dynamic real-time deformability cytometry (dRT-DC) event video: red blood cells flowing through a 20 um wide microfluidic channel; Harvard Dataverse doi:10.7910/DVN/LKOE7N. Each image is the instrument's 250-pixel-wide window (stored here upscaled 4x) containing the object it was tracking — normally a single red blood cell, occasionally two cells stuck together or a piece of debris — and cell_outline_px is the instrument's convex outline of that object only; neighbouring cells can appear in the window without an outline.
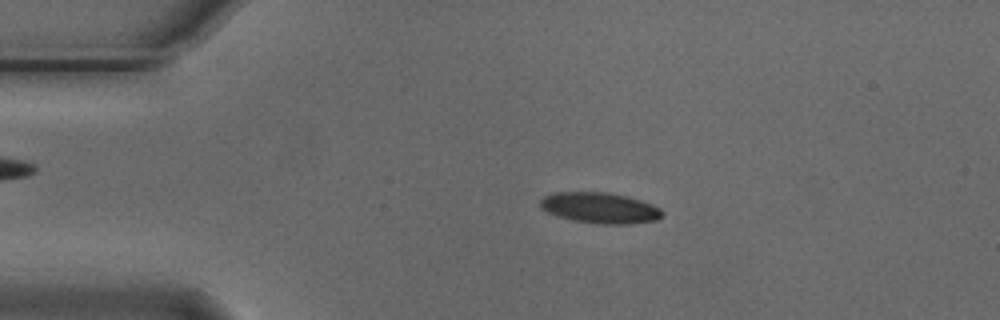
{"species": "Egyptian fruit bat (a non-hibernating species)", "species_latin": "Rousettus aegyptiacus", "temperature_condition": "cold", "stored_images_in_passage": 54, "camera_frame_rate_fps": 3000, "um_per_image_px": 0.085, "animal": {"sex": "male"}, "frame": {"image": 1, "passage_image": 11, "time_ms": 3.333, "image_size_px": [1000, 320], "cell_outline_px": [[664, 216], [656, 220], [628, 224], [596, 224], [572, 220], [548, 212], [540, 208], [540, 200], [544, 196], [556, 192], [608, 192], [640, 200], [652, 204], [660, 208], [664, 212]], "centroid_in_image_um": [51.01, 17.67], "position_along_channel_um": 34.0, "area_um2": 21.91}}
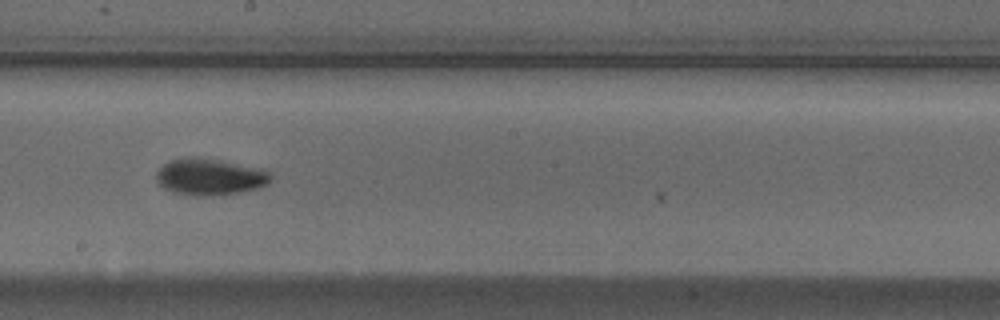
{"frame": {"image": 2, "passage_image": 30, "time_ms": 9.667, "image_size_px": [1000, 320], "cell_outline_px": [[272, 180], [268, 184], [260, 188], [216, 196], [196, 196], [172, 192], [164, 188], [156, 180], [156, 172], [168, 160], [188, 156], [200, 156], [260, 168], [268, 172], [272, 176]], "centroid_in_image_um": [17.83, 15.02], "position_along_channel_um": 230.4, "area_um2": 24.8}}
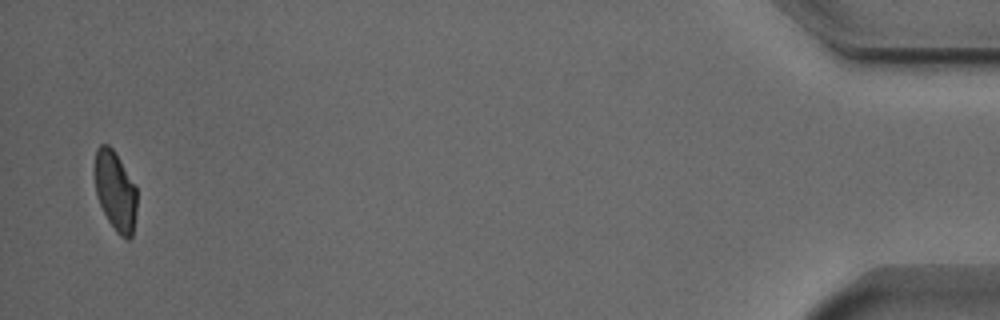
{"frame": {"image": 3, "passage_image": 53, "time_ms": 17.333, "image_size_px": [1000, 320], "cell_outline_px": [[136, 212], [132, 236], [128, 240], [120, 236], [116, 232], [108, 220], [96, 196], [92, 172], [92, 168], [96, 148], [100, 144], [108, 144], [112, 148], [136, 188]], "centroid_in_image_um": [9.74, 16.21], "position_along_channel_um": 425.5, "area_um2": 19.83}, "authors_computed_cell_mechanics": {"area_um2": 21.6461, "velocity_mm_per_s": 3.7468, "shape_relaxation_time_tau1_ms": 2.9281, "shape_relaxation_time_tau2_ms": 3.3835, "deformation_change_tau1": 0.1105, "deformation_change_tau2": 0.0714}}